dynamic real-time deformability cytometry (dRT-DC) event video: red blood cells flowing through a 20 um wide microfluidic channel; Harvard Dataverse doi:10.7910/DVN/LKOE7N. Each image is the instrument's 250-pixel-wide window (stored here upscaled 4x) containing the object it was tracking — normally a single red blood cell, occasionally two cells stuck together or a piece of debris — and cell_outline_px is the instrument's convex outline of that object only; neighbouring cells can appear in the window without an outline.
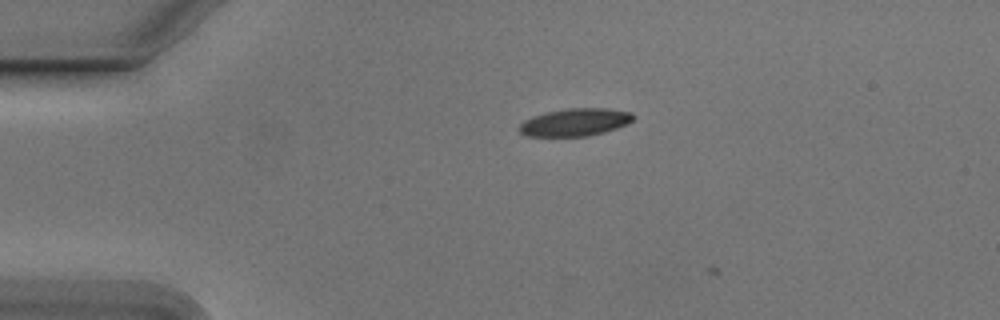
{"species": "Egyptian fruit bat (a non-hibernating species)", "species_latin": "Rousettus aegyptiacus", "temperature_condition": "cold", "stored_images_in_passage": 3, "camera_frame_rate_fps": 3000, "um_per_image_px": 0.085, "animal": {"sex": "male"}, "frame": {"image": 1, "passage_image": 2, "time_ms": 0.333, "image_size_px": [1000, 320], "cell_outline_px": [[636, 116], [628, 124], [604, 132], [588, 136], [528, 136], [520, 132], [520, 124], [524, 120], [532, 116], [548, 112], [568, 108], [604, 108], [632, 112]], "centroid_in_image_um": [48.91, 10.38], "position_along_channel_um": 36.1, "area_um2": 18.26}}